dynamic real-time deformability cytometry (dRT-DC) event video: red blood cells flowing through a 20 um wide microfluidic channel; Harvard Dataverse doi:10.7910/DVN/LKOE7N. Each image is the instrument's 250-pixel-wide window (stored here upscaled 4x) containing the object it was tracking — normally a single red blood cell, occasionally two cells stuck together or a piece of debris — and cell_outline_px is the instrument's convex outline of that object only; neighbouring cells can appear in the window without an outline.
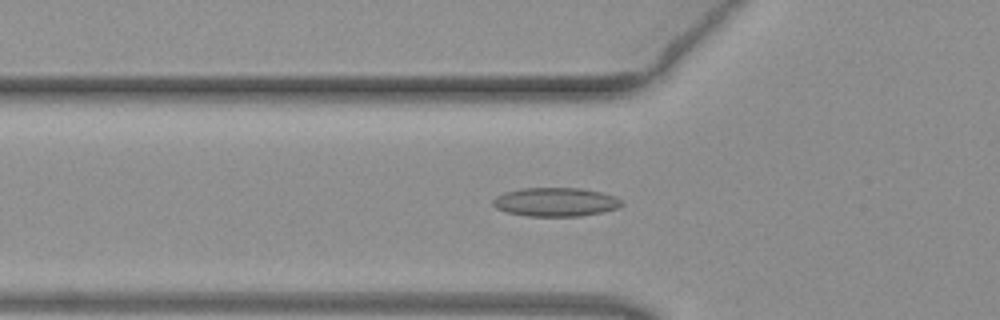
{"species": "common noctule bat (a hibernating species)", "species_latin": "Nyctalus noctula", "temperature_condition": "warm", "stored_images_in_passage": 45, "camera_frame_rate_fps": 3000, "um_per_image_px": 0.085, "animal": {"sex": "female", "body_mass_g": 19.3, "forearm_length_mm": 54.1}, "frame": {"image": 1, "passage_image": 18, "time_ms": 5.667, "image_size_px": [1000, 320], "cell_outline_px": [[624, 204], [620, 208], [580, 216], [528, 216], [508, 212], [496, 208], [492, 204], [492, 200], [496, 196], [504, 192], [520, 188], [580, 188], [600, 192], [616, 196], [624, 200]], "centroid_in_image_um": [47.25, 17.16], "position_along_channel_um": 78.5, "area_um2": 21.73}}
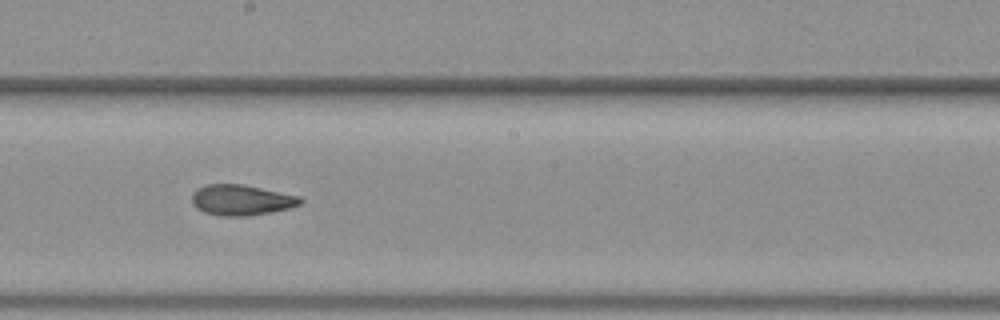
{"frame": {"image": 2, "passage_image": 29, "time_ms": 9.333, "image_size_px": [1000, 320], "cell_outline_px": [[304, 200], [300, 204], [288, 208], [272, 212], [248, 216], [220, 216], [204, 212], [196, 208], [192, 204], [192, 196], [200, 188], [208, 184], [240, 184], [300, 196]], "centroid_in_image_um": [20.53, 17.02], "position_along_channel_um": 227.7, "area_um2": 19.13}}
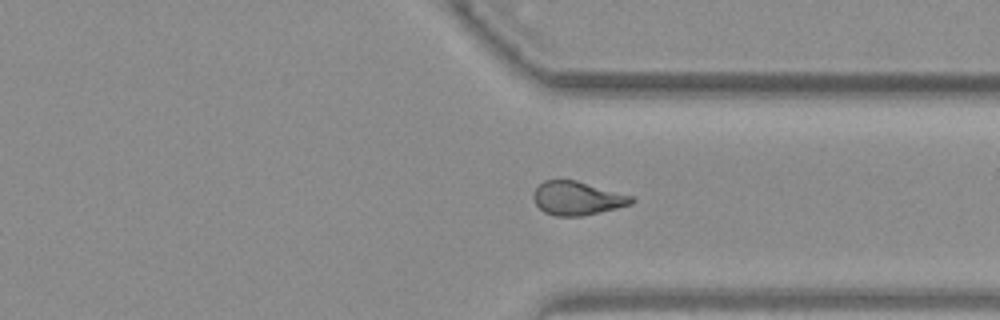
{"frame": {"image": 3, "passage_image": 39, "time_ms": 12.667, "image_size_px": [1000, 320], "cell_outline_px": [[636, 200], [632, 204], [600, 212], [580, 216], [556, 216], [544, 212], [536, 204], [532, 196], [536, 188], [544, 180], [576, 180], [632, 196]], "centroid_in_image_um": [49.06, 16.85], "position_along_channel_um": 362.3, "area_um2": 19.07}}